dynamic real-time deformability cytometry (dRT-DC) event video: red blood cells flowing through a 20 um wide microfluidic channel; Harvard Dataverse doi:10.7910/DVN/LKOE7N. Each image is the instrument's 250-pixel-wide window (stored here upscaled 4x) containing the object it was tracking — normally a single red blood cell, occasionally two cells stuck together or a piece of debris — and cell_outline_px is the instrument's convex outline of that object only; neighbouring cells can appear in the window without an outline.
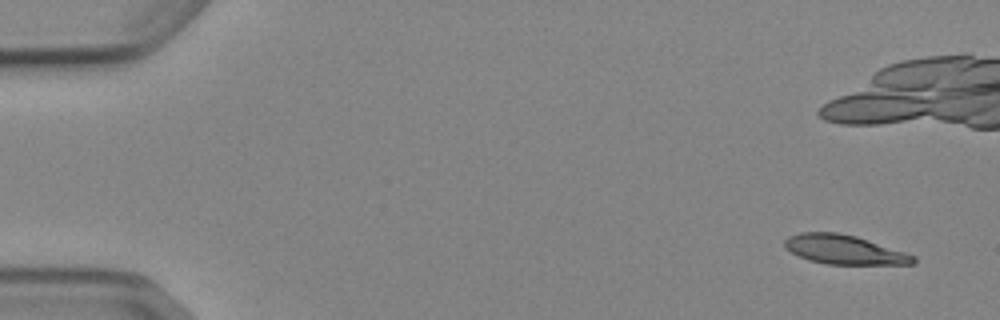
{"species": "Egyptian fruit bat (a non-hibernating species)", "species_latin": "Rousettus aegyptiacus", "temperature_condition": "cold", "stored_images_in_passage": 9, "camera_frame_rate_fps": 3000, "um_per_image_px": 0.085, "animal": {"sex": "female"}, "frame": {"image": 1, "passage_image": 1, "time_ms": 0.0, "image_size_px": [1000, 320], "cell_outline_px": [[916, 264], [828, 264], [808, 260], [784, 248], [784, 240], [788, 236], [800, 232], [840, 232], [856, 236], [916, 256]], "centroid_in_image_um": [71.73, 21.21], "position_along_channel_um": 13.3, "area_um2": 21.85}}